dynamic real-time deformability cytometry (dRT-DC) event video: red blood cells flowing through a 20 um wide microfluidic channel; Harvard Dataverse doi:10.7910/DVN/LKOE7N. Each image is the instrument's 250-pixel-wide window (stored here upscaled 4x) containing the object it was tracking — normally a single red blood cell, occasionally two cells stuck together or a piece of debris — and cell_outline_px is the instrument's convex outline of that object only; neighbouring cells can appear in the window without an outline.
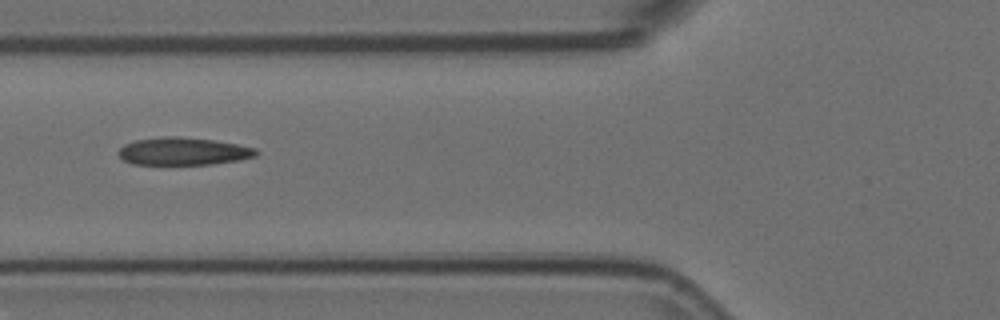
{"species": "Egyptian fruit bat (a non-hibernating species)", "species_latin": "Rousettus aegyptiacus", "temperature_condition": "room temperature", "stored_images_in_passage": 15, "camera_frame_rate_fps": 3000, "um_per_image_px": 0.085, "animal": {"sex": "female"}, "frame": {"image": 1, "passage_image": 6, "time_ms": 1.667, "image_size_px": [1000, 320], "cell_outline_px": [[260, 152], [256, 156], [236, 160], [208, 164], [132, 164], [124, 160], [116, 152], [124, 144], [136, 140], [164, 136], [176, 136], [212, 140], [236, 144], [256, 148]], "centroid_in_image_um": [15.55, 12.85], "position_along_channel_um": 110.3, "area_um2": 21.96}}
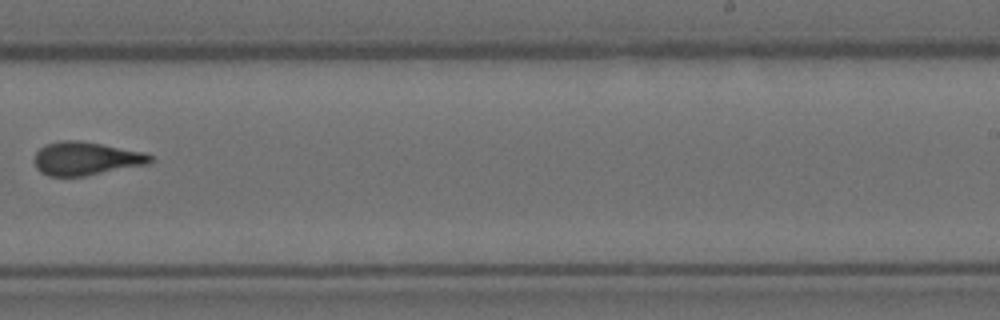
{"frame": {"image": 2, "passage_image": 10, "time_ms": 3.0, "image_size_px": [1000, 320], "cell_outline_px": [[152, 164], [84, 176], [48, 176], [40, 172], [36, 168], [32, 160], [36, 152], [44, 144], [60, 140], [80, 140], [144, 152], [152, 156]], "centroid_in_image_um": [7.28, 13.48], "position_along_channel_um": 281.7, "area_um2": 22.89}}
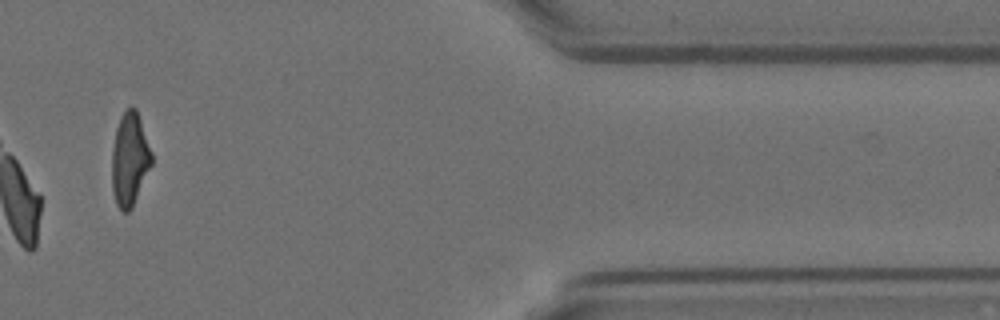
{"frame": {"image": 3, "passage_image": 14, "time_ms": 4.333, "image_size_px": [1000, 320], "cell_outline_px": [[152, 164], [132, 208], [128, 212], [124, 212], [116, 204], [112, 188], [112, 148], [116, 128], [120, 116], [132, 104], [136, 108], [152, 152]], "centroid_in_image_um": [11.02, 13.52], "position_along_channel_um": 400.4, "area_um2": 21.62}}